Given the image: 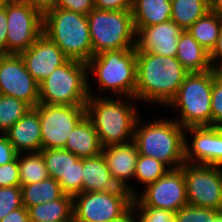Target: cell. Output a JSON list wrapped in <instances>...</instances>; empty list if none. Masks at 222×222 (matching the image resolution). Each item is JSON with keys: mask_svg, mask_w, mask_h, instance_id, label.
<instances>
[{"mask_svg": "<svg viewBox=\"0 0 222 222\" xmlns=\"http://www.w3.org/2000/svg\"><path fill=\"white\" fill-rule=\"evenodd\" d=\"M176 222H214L215 210L187 204L174 213Z\"/></svg>", "mask_w": 222, "mask_h": 222, "instance_id": "1f68e13d", "label": "cell"}, {"mask_svg": "<svg viewBox=\"0 0 222 222\" xmlns=\"http://www.w3.org/2000/svg\"><path fill=\"white\" fill-rule=\"evenodd\" d=\"M5 134L18 154L42 150L41 123L35 108L29 109Z\"/></svg>", "mask_w": 222, "mask_h": 222, "instance_id": "ffe728a7", "label": "cell"}, {"mask_svg": "<svg viewBox=\"0 0 222 222\" xmlns=\"http://www.w3.org/2000/svg\"><path fill=\"white\" fill-rule=\"evenodd\" d=\"M135 213V207L132 205L123 215L117 219L112 220L111 222H135L133 214Z\"/></svg>", "mask_w": 222, "mask_h": 222, "instance_id": "ee69618b", "label": "cell"}, {"mask_svg": "<svg viewBox=\"0 0 222 222\" xmlns=\"http://www.w3.org/2000/svg\"><path fill=\"white\" fill-rule=\"evenodd\" d=\"M135 214L138 221L135 222H172L174 213L164 209L153 207H135ZM139 214V215H138Z\"/></svg>", "mask_w": 222, "mask_h": 222, "instance_id": "e575fe53", "label": "cell"}, {"mask_svg": "<svg viewBox=\"0 0 222 222\" xmlns=\"http://www.w3.org/2000/svg\"><path fill=\"white\" fill-rule=\"evenodd\" d=\"M0 165L12 162L17 158V151L6 134H0Z\"/></svg>", "mask_w": 222, "mask_h": 222, "instance_id": "f35d334b", "label": "cell"}, {"mask_svg": "<svg viewBox=\"0 0 222 222\" xmlns=\"http://www.w3.org/2000/svg\"><path fill=\"white\" fill-rule=\"evenodd\" d=\"M188 204L222 211V167L184 163Z\"/></svg>", "mask_w": 222, "mask_h": 222, "instance_id": "8fae6325", "label": "cell"}, {"mask_svg": "<svg viewBox=\"0 0 222 222\" xmlns=\"http://www.w3.org/2000/svg\"><path fill=\"white\" fill-rule=\"evenodd\" d=\"M120 99L122 98H98L89 94L85 106L86 115L92 121L102 147L129 143L128 139L133 140L139 116L132 105Z\"/></svg>", "mask_w": 222, "mask_h": 222, "instance_id": "3957f363", "label": "cell"}, {"mask_svg": "<svg viewBox=\"0 0 222 222\" xmlns=\"http://www.w3.org/2000/svg\"><path fill=\"white\" fill-rule=\"evenodd\" d=\"M221 29L222 19L210 10L187 31L202 47L211 52L217 43Z\"/></svg>", "mask_w": 222, "mask_h": 222, "instance_id": "83f0119b", "label": "cell"}, {"mask_svg": "<svg viewBox=\"0 0 222 222\" xmlns=\"http://www.w3.org/2000/svg\"><path fill=\"white\" fill-rule=\"evenodd\" d=\"M86 105H45L38 103L42 149H63L76 124L86 115Z\"/></svg>", "mask_w": 222, "mask_h": 222, "instance_id": "7c38bea8", "label": "cell"}, {"mask_svg": "<svg viewBox=\"0 0 222 222\" xmlns=\"http://www.w3.org/2000/svg\"><path fill=\"white\" fill-rule=\"evenodd\" d=\"M142 195V196H141ZM188 204L183 168L169 169L157 181L145 187L133 200L134 207H153L173 213Z\"/></svg>", "mask_w": 222, "mask_h": 222, "instance_id": "4fadbf2b", "label": "cell"}, {"mask_svg": "<svg viewBox=\"0 0 222 222\" xmlns=\"http://www.w3.org/2000/svg\"><path fill=\"white\" fill-rule=\"evenodd\" d=\"M212 126L222 128V72L213 69L211 95Z\"/></svg>", "mask_w": 222, "mask_h": 222, "instance_id": "836d02e7", "label": "cell"}, {"mask_svg": "<svg viewBox=\"0 0 222 222\" xmlns=\"http://www.w3.org/2000/svg\"><path fill=\"white\" fill-rule=\"evenodd\" d=\"M39 88L19 54H0V95L22 100L34 108L39 103Z\"/></svg>", "mask_w": 222, "mask_h": 222, "instance_id": "5bb4252c", "label": "cell"}, {"mask_svg": "<svg viewBox=\"0 0 222 222\" xmlns=\"http://www.w3.org/2000/svg\"><path fill=\"white\" fill-rule=\"evenodd\" d=\"M214 222H222V211L215 210Z\"/></svg>", "mask_w": 222, "mask_h": 222, "instance_id": "bcb514c9", "label": "cell"}, {"mask_svg": "<svg viewBox=\"0 0 222 222\" xmlns=\"http://www.w3.org/2000/svg\"><path fill=\"white\" fill-rule=\"evenodd\" d=\"M101 154L114 180L135 198L137 193H134V190L126 183L127 179L134 177L139 156L136 143L132 140L129 143L102 147Z\"/></svg>", "mask_w": 222, "mask_h": 222, "instance_id": "d6986e66", "label": "cell"}, {"mask_svg": "<svg viewBox=\"0 0 222 222\" xmlns=\"http://www.w3.org/2000/svg\"><path fill=\"white\" fill-rule=\"evenodd\" d=\"M54 7L85 15L95 8L94 0H56Z\"/></svg>", "mask_w": 222, "mask_h": 222, "instance_id": "8d00e7d4", "label": "cell"}, {"mask_svg": "<svg viewBox=\"0 0 222 222\" xmlns=\"http://www.w3.org/2000/svg\"><path fill=\"white\" fill-rule=\"evenodd\" d=\"M98 10H132L133 0H94Z\"/></svg>", "mask_w": 222, "mask_h": 222, "instance_id": "74e56055", "label": "cell"}, {"mask_svg": "<svg viewBox=\"0 0 222 222\" xmlns=\"http://www.w3.org/2000/svg\"><path fill=\"white\" fill-rule=\"evenodd\" d=\"M139 122L137 119L133 136L138 153L154 157L170 169L182 167L185 163V128L175 119L155 120L140 128Z\"/></svg>", "mask_w": 222, "mask_h": 222, "instance_id": "7a4b0ae2", "label": "cell"}, {"mask_svg": "<svg viewBox=\"0 0 222 222\" xmlns=\"http://www.w3.org/2000/svg\"><path fill=\"white\" fill-rule=\"evenodd\" d=\"M171 0H133L132 17L135 30L171 20Z\"/></svg>", "mask_w": 222, "mask_h": 222, "instance_id": "cb8c5ba5", "label": "cell"}, {"mask_svg": "<svg viewBox=\"0 0 222 222\" xmlns=\"http://www.w3.org/2000/svg\"><path fill=\"white\" fill-rule=\"evenodd\" d=\"M0 222H30L28 209L23 206L14 210L0 220Z\"/></svg>", "mask_w": 222, "mask_h": 222, "instance_id": "b9f144b4", "label": "cell"}, {"mask_svg": "<svg viewBox=\"0 0 222 222\" xmlns=\"http://www.w3.org/2000/svg\"><path fill=\"white\" fill-rule=\"evenodd\" d=\"M31 107L22 100L0 95V133L5 134Z\"/></svg>", "mask_w": 222, "mask_h": 222, "instance_id": "f546056e", "label": "cell"}, {"mask_svg": "<svg viewBox=\"0 0 222 222\" xmlns=\"http://www.w3.org/2000/svg\"><path fill=\"white\" fill-rule=\"evenodd\" d=\"M213 69L205 72L188 73L177 94L168 104L180 108L183 127L212 126L211 95Z\"/></svg>", "mask_w": 222, "mask_h": 222, "instance_id": "52a82bcc", "label": "cell"}, {"mask_svg": "<svg viewBox=\"0 0 222 222\" xmlns=\"http://www.w3.org/2000/svg\"><path fill=\"white\" fill-rule=\"evenodd\" d=\"M21 207L23 201L20 186L0 187V220Z\"/></svg>", "mask_w": 222, "mask_h": 222, "instance_id": "d6a6232c", "label": "cell"}, {"mask_svg": "<svg viewBox=\"0 0 222 222\" xmlns=\"http://www.w3.org/2000/svg\"><path fill=\"white\" fill-rule=\"evenodd\" d=\"M28 72L40 85L50 74L63 65L68 58L44 33L25 51L19 54Z\"/></svg>", "mask_w": 222, "mask_h": 222, "instance_id": "e0dca14e", "label": "cell"}, {"mask_svg": "<svg viewBox=\"0 0 222 222\" xmlns=\"http://www.w3.org/2000/svg\"><path fill=\"white\" fill-rule=\"evenodd\" d=\"M136 100L168 105L189 73L174 57L137 52Z\"/></svg>", "mask_w": 222, "mask_h": 222, "instance_id": "6da1fadb", "label": "cell"}, {"mask_svg": "<svg viewBox=\"0 0 222 222\" xmlns=\"http://www.w3.org/2000/svg\"><path fill=\"white\" fill-rule=\"evenodd\" d=\"M176 58L189 73L213 69L210 52L202 47L187 30L180 34Z\"/></svg>", "mask_w": 222, "mask_h": 222, "instance_id": "603a6c76", "label": "cell"}, {"mask_svg": "<svg viewBox=\"0 0 222 222\" xmlns=\"http://www.w3.org/2000/svg\"><path fill=\"white\" fill-rule=\"evenodd\" d=\"M7 54L27 50L43 33V15L23 0L6 1Z\"/></svg>", "mask_w": 222, "mask_h": 222, "instance_id": "30bf717a", "label": "cell"}, {"mask_svg": "<svg viewBox=\"0 0 222 222\" xmlns=\"http://www.w3.org/2000/svg\"><path fill=\"white\" fill-rule=\"evenodd\" d=\"M6 1H7V0H0V9H1L2 7H4Z\"/></svg>", "mask_w": 222, "mask_h": 222, "instance_id": "7dc6e473", "label": "cell"}, {"mask_svg": "<svg viewBox=\"0 0 222 222\" xmlns=\"http://www.w3.org/2000/svg\"><path fill=\"white\" fill-rule=\"evenodd\" d=\"M171 20L187 30L210 11V0H171Z\"/></svg>", "mask_w": 222, "mask_h": 222, "instance_id": "4316f807", "label": "cell"}, {"mask_svg": "<svg viewBox=\"0 0 222 222\" xmlns=\"http://www.w3.org/2000/svg\"><path fill=\"white\" fill-rule=\"evenodd\" d=\"M49 177L58 181L65 194L74 196L83 192V159L65 149L40 151Z\"/></svg>", "mask_w": 222, "mask_h": 222, "instance_id": "9a60e30c", "label": "cell"}, {"mask_svg": "<svg viewBox=\"0 0 222 222\" xmlns=\"http://www.w3.org/2000/svg\"><path fill=\"white\" fill-rule=\"evenodd\" d=\"M32 8L38 10L42 15L51 10L55 6L56 0H23Z\"/></svg>", "mask_w": 222, "mask_h": 222, "instance_id": "7bdbcfd3", "label": "cell"}, {"mask_svg": "<svg viewBox=\"0 0 222 222\" xmlns=\"http://www.w3.org/2000/svg\"><path fill=\"white\" fill-rule=\"evenodd\" d=\"M218 60L221 61V64L215 63ZM210 61L214 70L217 72H222V29L220 31L215 47L210 52Z\"/></svg>", "mask_w": 222, "mask_h": 222, "instance_id": "60d3db41", "label": "cell"}, {"mask_svg": "<svg viewBox=\"0 0 222 222\" xmlns=\"http://www.w3.org/2000/svg\"><path fill=\"white\" fill-rule=\"evenodd\" d=\"M0 54H7V16L6 2L0 9Z\"/></svg>", "mask_w": 222, "mask_h": 222, "instance_id": "ab89813d", "label": "cell"}, {"mask_svg": "<svg viewBox=\"0 0 222 222\" xmlns=\"http://www.w3.org/2000/svg\"><path fill=\"white\" fill-rule=\"evenodd\" d=\"M87 20L93 56L104 51L135 48L136 30L132 10L109 11L94 8L87 14Z\"/></svg>", "mask_w": 222, "mask_h": 222, "instance_id": "ba28073f", "label": "cell"}, {"mask_svg": "<svg viewBox=\"0 0 222 222\" xmlns=\"http://www.w3.org/2000/svg\"><path fill=\"white\" fill-rule=\"evenodd\" d=\"M43 33L68 59L87 63L93 56L87 15L52 8L43 15Z\"/></svg>", "mask_w": 222, "mask_h": 222, "instance_id": "277c9868", "label": "cell"}, {"mask_svg": "<svg viewBox=\"0 0 222 222\" xmlns=\"http://www.w3.org/2000/svg\"><path fill=\"white\" fill-rule=\"evenodd\" d=\"M169 169L170 168H168L164 163L156 160L154 157L139 154L135 165L134 178L147 186L164 176Z\"/></svg>", "mask_w": 222, "mask_h": 222, "instance_id": "4dcf8cb0", "label": "cell"}, {"mask_svg": "<svg viewBox=\"0 0 222 222\" xmlns=\"http://www.w3.org/2000/svg\"><path fill=\"white\" fill-rule=\"evenodd\" d=\"M63 149L82 159L94 157L101 153L102 146L98 134L87 115L72 129Z\"/></svg>", "mask_w": 222, "mask_h": 222, "instance_id": "7402d4cb", "label": "cell"}, {"mask_svg": "<svg viewBox=\"0 0 222 222\" xmlns=\"http://www.w3.org/2000/svg\"><path fill=\"white\" fill-rule=\"evenodd\" d=\"M210 10L222 19V0H210Z\"/></svg>", "mask_w": 222, "mask_h": 222, "instance_id": "f6af8a7d", "label": "cell"}, {"mask_svg": "<svg viewBox=\"0 0 222 222\" xmlns=\"http://www.w3.org/2000/svg\"><path fill=\"white\" fill-rule=\"evenodd\" d=\"M20 187L23 206L26 209L41 203L57 200L65 194L58 181L51 177Z\"/></svg>", "mask_w": 222, "mask_h": 222, "instance_id": "484cf974", "label": "cell"}, {"mask_svg": "<svg viewBox=\"0 0 222 222\" xmlns=\"http://www.w3.org/2000/svg\"><path fill=\"white\" fill-rule=\"evenodd\" d=\"M30 221L73 222V196L64 194L61 198L28 208Z\"/></svg>", "mask_w": 222, "mask_h": 222, "instance_id": "d4e9b609", "label": "cell"}, {"mask_svg": "<svg viewBox=\"0 0 222 222\" xmlns=\"http://www.w3.org/2000/svg\"><path fill=\"white\" fill-rule=\"evenodd\" d=\"M21 155V153L17 155L21 186L49 178L44 158L40 152H28L24 157Z\"/></svg>", "mask_w": 222, "mask_h": 222, "instance_id": "f1b7e54d", "label": "cell"}, {"mask_svg": "<svg viewBox=\"0 0 222 222\" xmlns=\"http://www.w3.org/2000/svg\"><path fill=\"white\" fill-rule=\"evenodd\" d=\"M21 186L19 178L18 158L0 165V187Z\"/></svg>", "mask_w": 222, "mask_h": 222, "instance_id": "d590c367", "label": "cell"}, {"mask_svg": "<svg viewBox=\"0 0 222 222\" xmlns=\"http://www.w3.org/2000/svg\"><path fill=\"white\" fill-rule=\"evenodd\" d=\"M83 192L128 191L112 177L102 154L83 158Z\"/></svg>", "mask_w": 222, "mask_h": 222, "instance_id": "44dd1931", "label": "cell"}, {"mask_svg": "<svg viewBox=\"0 0 222 222\" xmlns=\"http://www.w3.org/2000/svg\"><path fill=\"white\" fill-rule=\"evenodd\" d=\"M136 49L104 51L87 62L88 73L97 76L100 91L136 99Z\"/></svg>", "mask_w": 222, "mask_h": 222, "instance_id": "5b68a950", "label": "cell"}, {"mask_svg": "<svg viewBox=\"0 0 222 222\" xmlns=\"http://www.w3.org/2000/svg\"><path fill=\"white\" fill-rule=\"evenodd\" d=\"M129 191L81 192L73 196V222H111L132 205Z\"/></svg>", "mask_w": 222, "mask_h": 222, "instance_id": "9c48e42d", "label": "cell"}, {"mask_svg": "<svg viewBox=\"0 0 222 222\" xmlns=\"http://www.w3.org/2000/svg\"><path fill=\"white\" fill-rule=\"evenodd\" d=\"M87 74V63L68 59L39 85V103L86 105L91 94Z\"/></svg>", "mask_w": 222, "mask_h": 222, "instance_id": "8992f818", "label": "cell"}, {"mask_svg": "<svg viewBox=\"0 0 222 222\" xmlns=\"http://www.w3.org/2000/svg\"><path fill=\"white\" fill-rule=\"evenodd\" d=\"M183 31L172 20L152 26L138 27L135 34L136 52L174 57L177 54L179 37Z\"/></svg>", "mask_w": 222, "mask_h": 222, "instance_id": "ac0fdd59", "label": "cell"}, {"mask_svg": "<svg viewBox=\"0 0 222 222\" xmlns=\"http://www.w3.org/2000/svg\"><path fill=\"white\" fill-rule=\"evenodd\" d=\"M187 131L194 136L191 147L185 136V163L222 167V128L194 126Z\"/></svg>", "mask_w": 222, "mask_h": 222, "instance_id": "2e32d148", "label": "cell"}]
</instances>
